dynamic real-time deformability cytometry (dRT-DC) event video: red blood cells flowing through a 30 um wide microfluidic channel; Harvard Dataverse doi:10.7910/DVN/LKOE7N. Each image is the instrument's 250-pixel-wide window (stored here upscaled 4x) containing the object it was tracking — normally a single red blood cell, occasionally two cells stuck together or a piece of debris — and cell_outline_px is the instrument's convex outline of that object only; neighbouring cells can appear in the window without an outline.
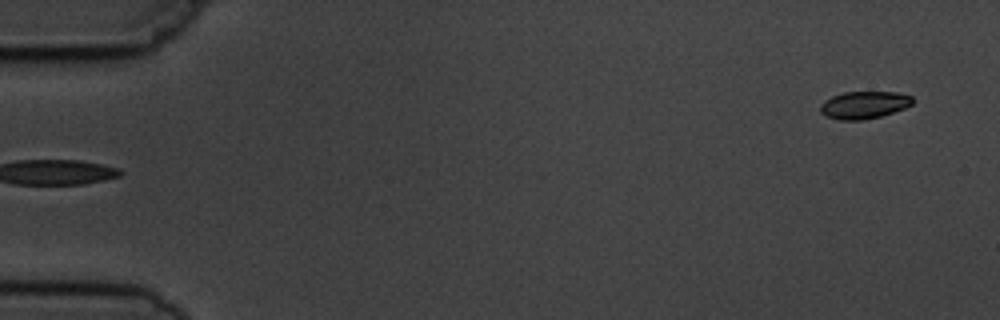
{"species": "common noctule bat (a hibernating species)", "species_latin": "Nyctalus noctula", "temperature_condition": "cold", "stored_images_in_passage": 5, "camera_frame_rate_fps": 3000, "um_per_image_px": 0.085, "animal": {"sex": "male", "body_mass_g": 19.5, "forearm_length_mm": 54.6}, "frame": {"image": 1, "passage_image": 5, "time_ms": 4.667, "image_size_px": [1000, 320], "cell_outline_px": [[912, 104], [904, 108], [880, 116], [864, 120], [840, 120], [828, 116], [820, 112], [820, 104], [824, 100], [832, 96], [844, 92], [896, 92], [912, 96]], "centroid_in_image_um": [73.42, 8.91], "position_along_channel_um": 11.6, "area_um2": 14.62}}